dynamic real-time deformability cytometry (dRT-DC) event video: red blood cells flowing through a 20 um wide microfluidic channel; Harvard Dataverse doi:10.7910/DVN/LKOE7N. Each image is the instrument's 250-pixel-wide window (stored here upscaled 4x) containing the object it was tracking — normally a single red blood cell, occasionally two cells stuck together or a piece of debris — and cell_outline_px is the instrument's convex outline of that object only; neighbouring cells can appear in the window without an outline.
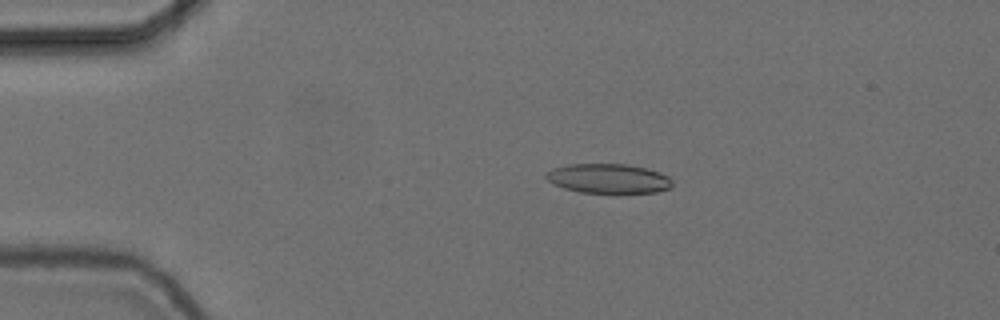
{"species": "common noctule bat (a hibernating species)", "species_latin": "Nyctalus noctula", "temperature_condition": "cold", "stored_images_in_passage": 56, "camera_frame_rate_fps": 3000, "um_per_image_px": 0.085, "animal": {"sex": "female", "body_mass_g": 24.6, "forearm_length_mm": 56.2}, "frame": {"image": 1, "passage_image": 12, "time_ms": 3.667, "image_size_px": [1000, 320], "cell_outline_px": [[672, 184], [668, 188], [656, 192], [580, 192], [564, 188], [548, 180], [544, 176], [552, 168], [568, 164], [628, 164], [648, 168], [660, 172], [668, 176], [672, 180]], "centroid_in_image_um": [51.72, 15.15], "position_along_channel_um": 33.3, "area_um2": 21.5}}
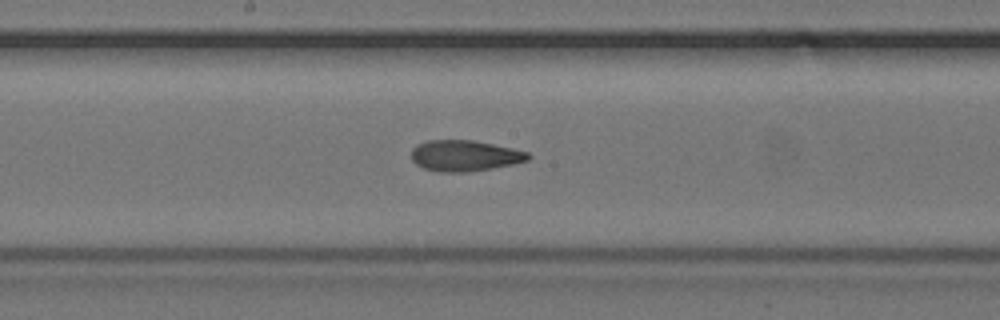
{"frame": {"image": 2, "passage_image": 30, "time_ms": 9.667, "image_size_px": [1000, 320], "cell_outline_px": [[532, 156], [528, 160], [512, 164], [492, 168], [468, 172], [440, 172], [424, 168], [416, 164], [412, 160], [412, 148], [416, 144], [428, 140], [472, 140], [512, 148], [528, 152]], "centroid_in_image_um": [39.48, 13.23], "position_along_channel_um": 208.7, "area_um2": 21.04}}
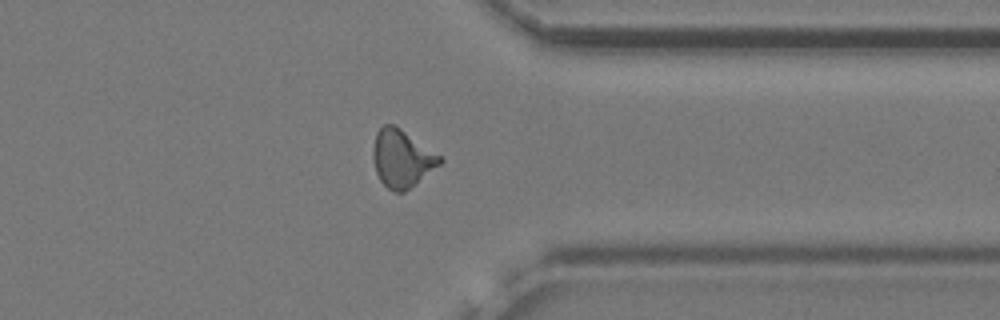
{"frame": {"image": 3, "passage_image": 44, "time_ms": 14.333, "image_size_px": [1000, 320], "cell_outline_px": [[444, 160], [440, 164], [404, 192], [396, 192], [388, 188], [380, 180], [376, 172], [372, 156], [372, 148], [376, 132], [384, 124], [392, 124], [400, 128], [440, 156]], "centroid_in_image_um": [34.12, 13.46], "position_along_channel_um": 377.3, "area_um2": 22.02}, "authors_computed_cell_mechanics": {"area_um2": 21.7328, "velocity_mm_per_s": 3.719, "shape_relaxation_time_tau1_ms": null, "shape_relaxation_time_tau2_ms": 3.2317, "deformation_change_tau1": null, "deformation_change_tau2": 0.1112}}